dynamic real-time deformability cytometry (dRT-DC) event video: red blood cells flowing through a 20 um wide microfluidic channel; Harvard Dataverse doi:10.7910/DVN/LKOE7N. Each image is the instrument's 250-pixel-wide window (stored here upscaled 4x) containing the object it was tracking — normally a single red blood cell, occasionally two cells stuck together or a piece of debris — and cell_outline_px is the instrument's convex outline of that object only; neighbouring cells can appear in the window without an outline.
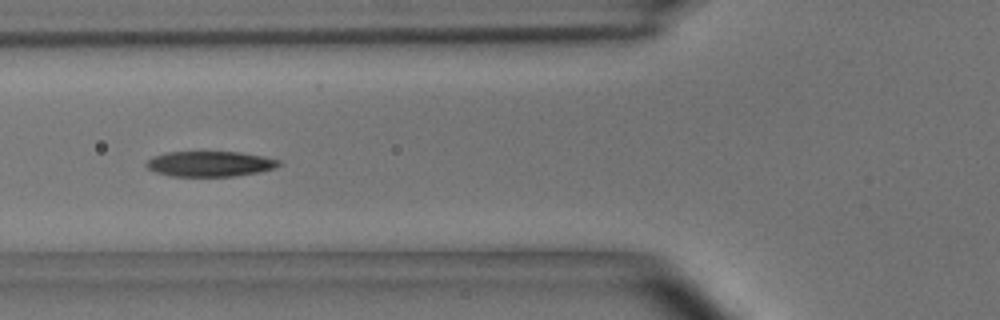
{"species": "common noctule bat (a hibernating species)", "species_latin": "Nyctalus noctula", "temperature_condition": "room temperature", "stored_images_in_passage": 41, "camera_frame_rate_fps": 3000, "um_per_image_px": 0.085, "animal": {"sex": "male", "body_mass_g": 15.6}, "frame": {"image": 1, "passage_image": 7, "time_ms": 2.0, "image_size_px": [1000, 320], "cell_outline_px": [[284, 164], [276, 168], [236, 176], [172, 176], [156, 172], [148, 168], [144, 164], [152, 156], [164, 152], [240, 152], [264, 156], [280, 160]], "centroid_in_image_um": [17.87, 13.92], "position_along_channel_um": 107.9, "area_um2": 19.71}}
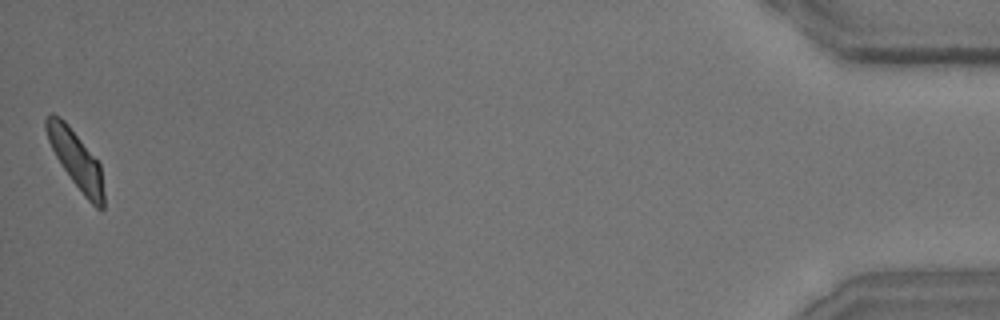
{"frame": {"image": 2, "passage_image": 41, "time_ms": 13.333, "image_size_px": [1000, 320], "cell_outline_px": [[104, 208], [100, 212], [84, 196], [60, 164], [48, 140], [44, 128], [44, 120], [52, 112], [60, 116], [68, 124], [100, 164], [104, 192]], "centroid_in_image_um": [6.45, 13.56], "position_along_channel_um": 428.8, "area_um2": 19.25}, "authors_computed_cell_mechanics": {"area_um2": 20.1722, "velocity_mm_per_s": 3.645, "shape_relaxation_time_tau1_ms": 3.959, "shape_relaxation_time_tau2_ms": 1.9403, "deformation_change_tau1": 0.1397, "deformation_change_tau2": 0.0765}}